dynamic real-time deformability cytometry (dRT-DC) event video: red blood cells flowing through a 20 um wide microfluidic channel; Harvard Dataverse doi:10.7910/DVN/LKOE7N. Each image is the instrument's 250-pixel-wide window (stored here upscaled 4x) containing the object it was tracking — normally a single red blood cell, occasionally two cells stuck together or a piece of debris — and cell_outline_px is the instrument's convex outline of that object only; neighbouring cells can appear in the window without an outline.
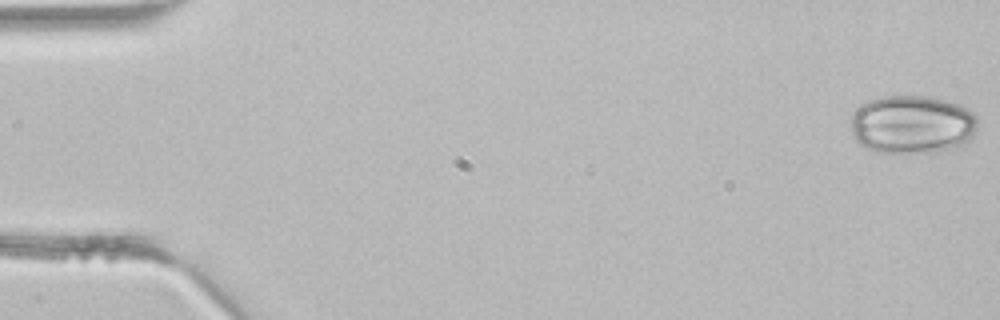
{"species": "common noctule bat (a hibernating species)", "species_latin": "Nyctalus noctula", "temperature_condition": "room temperature", "stored_images_in_passage": 5, "camera_frame_rate_fps": 3000, "um_per_image_px": 0.085, "animal": {"sex": "male", "body_mass_g": 21.5, "forearm_length_mm": 52.0}, "frame": {"image": 1, "passage_image": 1, "time_ms": 0.0, "image_size_px": [1000, 320], "cell_outline_px": [[980, 124], [976, 132], [964, 148], [936, 152], [876, 152], [860, 144], [856, 140], [852, 132], [852, 116], [856, 108], [868, 100], [880, 96], [928, 96], [960, 104], [968, 108], [976, 116]], "centroid_in_image_um": [77.62, 10.59], "position_along_channel_um": 7.4, "area_um2": 43.99}}